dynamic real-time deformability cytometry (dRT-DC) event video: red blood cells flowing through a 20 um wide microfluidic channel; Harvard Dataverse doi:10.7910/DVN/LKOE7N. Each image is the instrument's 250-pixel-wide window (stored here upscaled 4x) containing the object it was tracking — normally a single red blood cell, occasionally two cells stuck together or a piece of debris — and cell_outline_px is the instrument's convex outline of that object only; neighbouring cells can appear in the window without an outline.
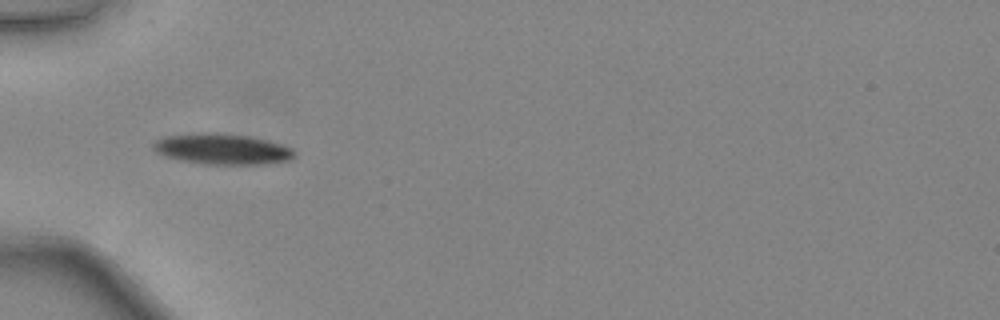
{"species": "common noctule bat (a hibernating species)", "species_latin": "Nyctalus noctula", "temperature_condition": "warm", "stored_images_in_passage": 20, "camera_frame_rate_fps": 3000, "um_per_image_px": 0.085, "animal": {"sex": "female", "body_mass_g": 24.6, "forearm_length_mm": 56.2}, "frame": {"image": 1, "passage_image": 1, "time_ms": 0.0, "image_size_px": [1000, 320], "cell_outline_px": [[296, 156], [292, 160], [264, 164], [204, 164], [180, 160], [164, 156], [156, 152], [152, 148], [152, 144], [156, 140], [164, 136], [204, 132], [220, 132], [248, 136], [268, 140], [292, 148], [296, 152]], "centroid_in_image_um": [18.89, 12.66], "position_along_channel_um": 66.1, "area_um2": 25.61}}
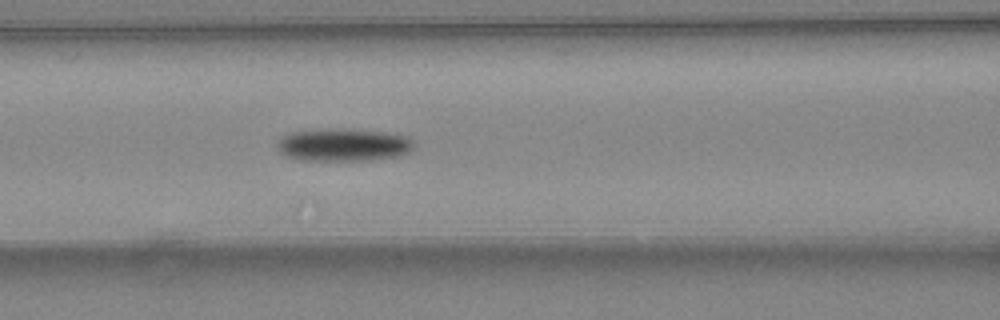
{"frame": {"image": 2, "passage_image": 6, "time_ms": 1.667, "image_size_px": [1000, 320], "cell_outline_px": [[416, 144], [408, 152], [400, 156], [372, 160], [296, 160], [284, 156], [276, 148], [276, 144], [284, 136], [292, 132], [328, 128], [384, 132], [404, 136], [412, 140]], "centroid_in_image_um": [29.16, 12.33], "position_along_channel_um": 137.4, "area_um2": 26.07}}
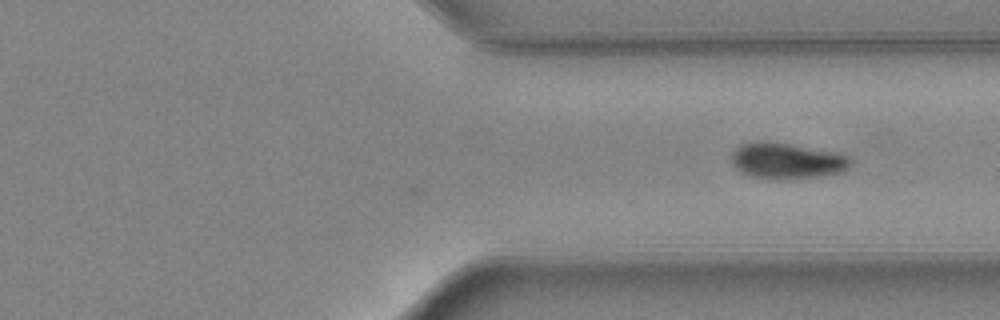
{"frame": {"image": 3, "passage_image": 20, "time_ms": 6.333, "image_size_px": [1000, 320], "cell_outline_px": [[852, 164], [844, 172], [820, 176], [780, 180], [752, 176], [740, 172], [732, 164], [732, 152], [740, 144], [756, 140], [764, 140], [836, 152], [848, 156]], "centroid_in_image_um": [66.86, 13.66], "position_along_channel_um": 344.5, "area_um2": 25.14}}